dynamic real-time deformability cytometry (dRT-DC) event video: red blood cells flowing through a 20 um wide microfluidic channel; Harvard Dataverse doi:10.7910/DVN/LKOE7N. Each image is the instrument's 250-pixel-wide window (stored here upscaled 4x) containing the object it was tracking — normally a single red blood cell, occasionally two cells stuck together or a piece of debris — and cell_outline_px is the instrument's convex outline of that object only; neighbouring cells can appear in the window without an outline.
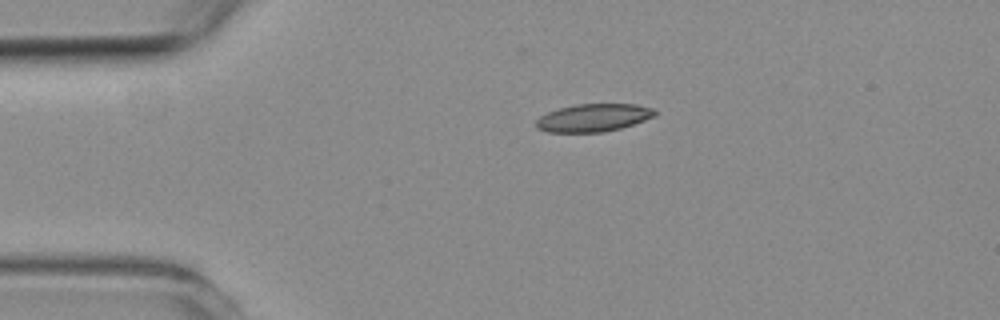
{"species": "common noctule bat (a hibernating species)", "species_latin": "Nyctalus noctula", "temperature_condition": "room temperature", "stored_images_in_passage": 2, "camera_frame_rate_fps": 3000, "um_per_image_px": 0.085, "animal": {"sex": "female", "body_mass_g": 19.3, "forearm_length_mm": 54.1}, "frame": {"image": 1, "passage_image": 1, "time_ms": 0.0, "image_size_px": [1000, 320], "cell_outline_px": [[656, 116], [620, 128], [604, 132], [548, 132], [536, 128], [536, 120], [540, 116], [548, 112], [560, 108], [576, 104], [636, 104], [652, 108], [656, 112]], "centroid_in_image_um": [50.43, 10.01], "position_along_channel_um": 34.6, "area_um2": 19.13}}